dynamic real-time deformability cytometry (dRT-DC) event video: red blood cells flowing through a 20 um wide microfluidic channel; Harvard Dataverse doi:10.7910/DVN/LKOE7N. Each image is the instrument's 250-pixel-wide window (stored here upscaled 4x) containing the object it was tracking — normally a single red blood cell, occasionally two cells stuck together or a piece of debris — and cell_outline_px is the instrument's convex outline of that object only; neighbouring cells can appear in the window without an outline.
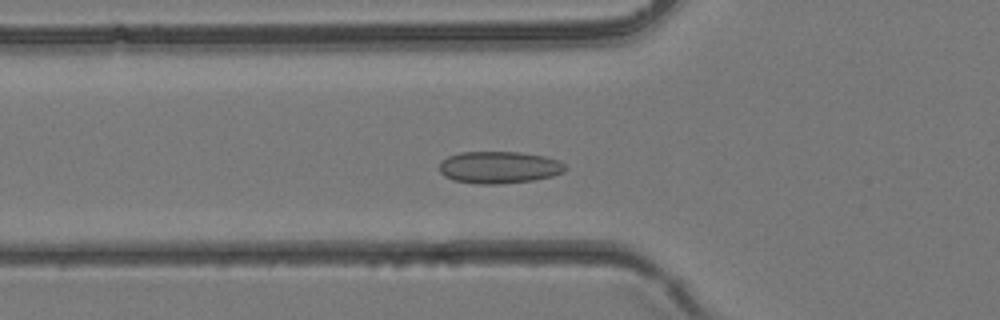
{"species": "common noctule bat (a hibernating species)", "species_latin": "Nyctalus noctula", "temperature_condition": "room temperature", "stored_images_in_passage": 31, "camera_frame_rate_fps": 3000, "um_per_image_px": 0.085, "animal": {"sex": "female", "body_mass_g": 24.6, "forearm_length_mm": 56.2}, "frame": {"image": 1, "passage_image": 10, "time_ms": 3.0, "image_size_px": [1000, 320], "cell_outline_px": [[568, 168], [564, 172], [552, 176], [532, 180], [500, 184], [480, 184], [452, 180], [444, 176], [440, 172], [440, 164], [448, 156], [460, 152], [520, 152], [544, 156], [560, 160]], "centroid_in_image_um": [42.45, 14.22], "position_along_channel_um": 83.4, "area_um2": 23.58}}
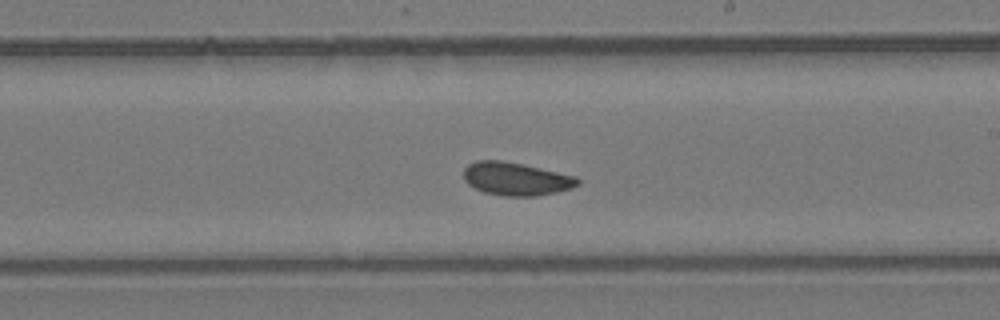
{"frame": {"image": 2, "passage_image": 19, "time_ms": 6.0, "image_size_px": [1000, 320], "cell_outline_px": [[580, 184], [572, 188], [556, 192], [536, 196], [504, 196], [484, 192], [468, 184], [464, 180], [464, 168], [468, 164], [476, 160], [500, 160], [524, 164], [576, 176], [580, 180]], "centroid_in_image_um": [43.87, 15.2], "position_along_channel_um": 245.1, "area_um2": 22.08}}
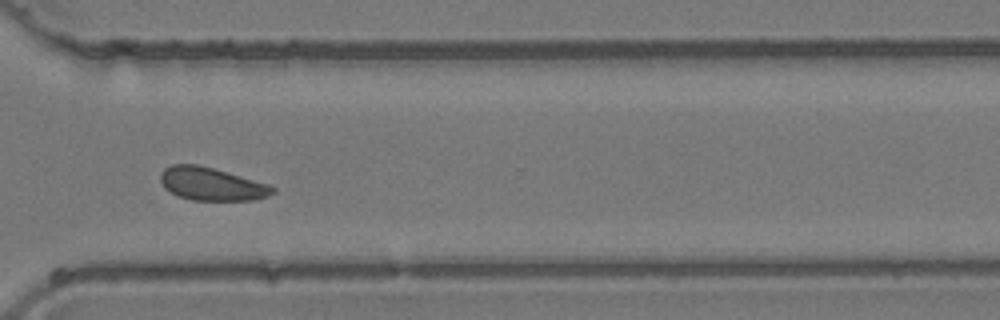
{"frame": {"image": 3, "passage_image": 25, "time_ms": 8.0, "image_size_px": [1000, 320], "cell_outline_px": [[276, 192], [268, 196], [252, 200], [192, 200], [176, 196], [164, 188], [160, 180], [160, 172], [164, 168], [172, 164], [196, 164], [212, 168], [268, 184], [276, 188]], "centroid_in_image_um": [17.95, 15.64], "position_along_channel_um": 352.7, "area_um2": 21.56}}